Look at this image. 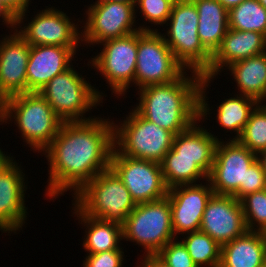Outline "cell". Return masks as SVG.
I'll list each match as a JSON object with an SVG mask.
<instances>
[{"mask_svg": "<svg viewBox=\"0 0 266 267\" xmlns=\"http://www.w3.org/2000/svg\"><path fill=\"white\" fill-rule=\"evenodd\" d=\"M237 140L256 154L266 148V103H258L252 110Z\"/></svg>", "mask_w": 266, "mask_h": 267, "instance_id": "30", "label": "cell"}, {"mask_svg": "<svg viewBox=\"0 0 266 267\" xmlns=\"http://www.w3.org/2000/svg\"><path fill=\"white\" fill-rule=\"evenodd\" d=\"M197 8L198 36L203 47L213 56L227 33L228 10L218 0H192Z\"/></svg>", "mask_w": 266, "mask_h": 267, "instance_id": "24", "label": "cell"}, {"mask_svg": "<svg viewBox=\"0 0 266 267\" xmlns=\"http://www.w3.org/2000/svg\"><path fill=\"white\" fill-rule=\"evenodd\" d=\"M266 189V174L258 160H256L246 172L245 185H240L233 196L241 200L244 196L256 191Z\"/></svg>", "mask_w": 266, "mask_h": 267, "instance_id": "34", "label": "cell"}, {"mask_svg": "<svg viewBox=\"0 0 266 267\" xmlns=\"http://www.w3.org/2000/svg\"><path fill=\"white\" fill-rule=\"evenodd\" d=\"M11 154L0 162V231L9 235L22 230L27 220L25 174ZM22 169V170H21Z\"/></svg>", "mask_w": 266, "mask_h": 267, "instance_id": "16", "label": "cell"}, {"mask_svg": "<svg viewBox=\"0 0 266 267\" xmlns=\"http://www.w3.org/2000/svg\"><path fill=\"white\" fill-rule=\"evenodd\" d=\"M265 52L266 37L263 34L228 29L219 49L212 56L209 71L204 77L216 78L230 64Z\"/></svg>", "mask_w": 266, "mask_h": 267, "instance_id": "21", "label": "cell"}, {"mask_svg": "<svg viewBox=\"0 0 266 267\" xmlns=\"http://www.w3.org/2000/svg\"><path fill=\"white\" fill-rule=\"evenodd\" d=\"M142 257V260L136 263V267H168L156 255H144Z\"/></svg>", "mask_w": 266, "mask_h": 267, "instance_id": "38", "label": "cell"}, {"mask_svg": "<svg viewBox=\"0 0 266 267\" xmlns=\"http://www.w3.org/2000/svg\"><path fill=\"white\" fill-rule=\"evenodd\" d=\"M198 21V11L192 0H175L165 23V27H169L161 35L176 61L188 73L195 72L204 76L209 71L212 55L200 41Z\"/></svg>", "mask_w": 266, "mask_h": 267, "instance_id": "3", "label": "cell"}, {"mask_svg": "<svg viewBox=\"0 0 266 267\" xmlns=\"http://www.w3.org/2000/svg\"><path fill=\"white\" fill-rule=\"evenodd\" d=\"M180 239L168 242L156 256L168 267H198Z\"/></svg>", "mask_w": 266, "mask_h": 267, "instance_id": "33", "label": "cell"}, {"mask_svg": "<svg viewBox=\"0 0 266 267\" xmlns=\"http://www.w3.org/2000/svg\"><path fill=\"white\" fill-rule=\"evenodd\" d=\"M174 1L175 0H136L135 12H138L140 9L139 13L141 16L143 15L142 17L145 19L146 24H151V27L153 25L155 27H159L158 25L164 27L163 25H165L170 17Z\"/></svg>", "mask_w": 266, "mask_h": 267, "instance_id": "32", "label": "cell"}, {"mask_svg": "<svg viewBox=\"0 0 266 267\" xmlns=\"http://www.w3.org/2000/svg\"><path fill=\"white\" fill-rule=\"evenodd\" d=\"M104 251L96 254L87 253L83 267H122L125 259L124 248ZM88 255V256H87Z\"/></svg>", "mask_w": 266, "mask_h": 267, "instance_id": "35", "label": "cell"}, {"mask_svg": "<svg viewBox=\"0 0 266 267\" xmlns=\"http://www.w3.org/2000/svg\"><path fill=\"white\" fill-rule=\"evenodd\" d=\"M86 20L82 19V44L99 46L109 39L126 36L141 31H159L149 25L136 26L135 3H119L96 0L87 6ZM84 20V21H83Z\"/></svg>", "mask_w": 266, "mask_h": 267, "instance_id": "9", "label": "cell"}, {"mask_svg": "<svg viewBox=\"0 0 266 267\" xmlns=\"http://www.w3.org/2000/svg\"><path fill=\"white\" fill-rule=\"evenodd\" d=\"M77 48L79 47L30 46L26 68L27 93L39 92L56 75L69 69L73 65L72 61L76 60Z\"/></svg>", "mask_w": 266, "mask_h": 267, "instance_id": "20", "label": "cell"}, {"mask_svg": "<svg viewBox=\"0 0 266 267\" xmlns=\"http://www.w3.org/2000/svg\"><path fill=\"white\" fill-rule=\"evenodd\" d=\"M114 148V120L95 117L87 121L63 122L58 134L42 152L47 159L49 200L70 190L76 195L97 174L110 168Z\"/></svg>", "mask_w": 266, "mask_h": 267, "instance_id": "1", "label": "cell"}, {"mask_svg": "<svg viewBox=\"0 0 266 267\" xmlns=\"http://www.w3.org/2000/svg\"><path fill=\"white\" fill-rule=\"evenodd\" d=\"M73 198L84 214L121 224L136 207L129 190L111 168L97 174Z\"/></svg>", "mask_w": 266, "mask_h": 267, "instance_id": "6", "label": "cell"}, {"mask_svg": "<svg viewBox=\"0 0 266 267\" xmlns=\"http://www.w3.org/2000/svg\"><path fill=\"white\" fill-rule=\"evenodd\" d=\"M110 168L122 180L136 204L157 201L168 194L169 189L158 162L122 155L114 147Z\"/></svg>", "mask_w": 266, "mask_h": 267, "instance_id": "13", "label": "cell"}, {"mask_svg": "<svg viewBox=\"0 0 266 267\" xmlns=\"http://www.w3.org/2000/svg\"><path fill=\"white\" fill-rule=\"evenodd\" d=\"M4 36L0 40V93L8 98L27 93L26 68L30 45L15 29Z\"/></svg>", "mask_w": 266, "mask_h": 267, "instance_id": "19", "label": "cell"}, {"mask_svg": "<svg viewBox=\"0 0 266 267\" xmlns=\"http://www.w3.org/2000/svg\"><path fill=\"white\" fill-rule=\"evenodd\" d=\"M100 45L103 46L100 48L101 52L92 56L87 65L104 77L108 88L111 87L112 95L115 94L117 98L125 97L129 92L127 90L134 85L137 32L103 41Z\"/></svg>", "mask_w": 266, "mask_h": 267, "instance_id": "12", "label": "cell"}, {"mask_svg": "<svg viewBox=\"0 0 266 267\" xmlns=\"http://www.w3.org/2000/svg\"><path fill=\"white\" fill-rule=\"evenodd\" d=\"M192 75V76H191ZM202 75L185 71L168 84L148 85L137 92L132 106L143 118L175 136L199 119V87Z\"/></svg>", "mask_w": 266, "mask_h": 267, "instance_id": "2", "label": "cell"}, {"mask_svg": "<svg viewBox=\"0 0 266 267\" xmlns=\"http://www.w3.org/2000/svg\"><path fill=\"white\" fill-rule=\"evenodd\" d=\"M227 69L238 87L237 93L258 103L266 102V52L230 64Z\"/></svg>", "mask_w": 266, "mask_h": 267, "instance_id": "25", "label": "cell"}, {"mask_svg": "<svg viewBox=\"0 0 266 267\" xmlns=\"http://www.w3.org/2000/svg\"><path fill=\"white\" fill-rule=\"evenodd\" d=\"M7 154L8 153H4L3 151H2V149L0 148V161H2L6 156H7Z\"/></svg>", "mask_w": 266, "mask_h": 267, "instance_id": "43", "label": "cell"}, {"mask_svg": "<svg viewBox=\"0 0 266 267\" xmlns=\"http://www.w3.org/2000/svg\"><path fill=\"white\" fill-rule=\"evenodd\" d=\"M229 29L254 31L266 37V9L257 0H245L228 10Z\"/></svg>", "mask_w": 266, "mask_h": 267, "instance_id": "28", "label": "cell"}, {"mask_svg": "<svg viewBox=\"0 0 266 267\" xmlns=\"http://www.w3.org/2000/svg\"><path fill=\"white\" fill-rule=\"evenodd\" d=\"M47 7L37 12L33 18L31 17V21H28V24L24 23V21L26 22L28 20L27 16L29 15L27 13H30V11L27 9L25 12L19 14L14 28L15 31L30 46H82V42H80L82 41V30H80L82 27H79L82 25L78 24V22L80 24L82 23L81 20L78 18L77 23H74L68 14L58 10L57 7Z\"/></svg>", "mask_w": 266, "mask_h": 267, "instance_id": "11", "label": "cell"}, {"mask_svg": "<svg viewBox=\"0 0 266 267\" xmlns=\"http://www.w3.org/2000/svg\"><path fill=\"white\" fill-rule=\"evenodd\" d=\"M258 102L248 96H243L234 93L230 98H225L216 107V122L221 126L224 131H230L234 133L235 136L231 137V140H237L247 124L250 113L256 107Z\"/></svg>", "mask_w": 266, "mask_h": 267, "instance_id": "26", "label": "cell"}, {"mask_svg": "<svg viewBox=\"0 0 266 267\" xmlns=\"http://www.w3.org/2000/svg\"><path fill=\"white\" fill-rule=\"evenodd\" d=\"M186 70L176 61L173 52L159 31H137V59L134 87L168 84Z\"/></svg>", "mask_w": 266, "mask_h": 267, "instance_id": "10", "label": "cell"}, {"mask_svg": "<svg viewBox=\"0 0 266 267\" xmlns=\"http://www.w3.org/2000/svg\"><path fill=\"white\" fill-rule=\"evenodd\" d=\"M227 10L232 7L238 6L245 0H218Z\"/></svg>", "mask_w": 266, "mask_h": 267, "instance_id": "40", "label": "cell"}, {"mask_svg": "<svg viewBox=\"0 0 266 267\" xmlns=\"http://www.w3.org/2000/svg\"><path fill=\"white\" fill-rule=\"evenodd\" d=\"M123 118L119 124L114 122V147L122 155L161 163L175 135L143 118L134 108Z\"/></svg>", "mask_w": 266, "mask_h": 267, "instance_id": "7", "label": "cell"}, {"mask_svg": "<svg viewBox=\"0 0 266 267\" xmlns=\"http://www.w3.org/2000/svg\"><path fill=\"white\" fill-rule=\"evenodd\" d=\"M0 20L2 19V25H6L9 30H14L17 16L0 0ZM11 28V29H10Z\"/></svg>", "mask_w": 266, "mask_h": 267, "instance_id": "36", "label": "cell"}, {"mask_svg": "<svg viewBox=\"0 0 266 267\" xmlns=\"http://www.w3.org/2000/svg\"><path fill=\"white\" fill-rule=\"evenodd\" d=\"M82 75L72 65L39 91L63 122L91 120L95 115L85 117V114L99 105L102 106L100 103H103L104 93Z\"/></svg>", "mask_w": 266, "mask_h": 267, "instance_id": "5", "label": "cell"}, {"mask_svg": "<svg viewBox=\"0 0 266 267\" xmlns=\"http://www.w3.org/2000/svg\"><path fill=\"white\" fill-rule=\"evenodd\" d=\"M163 178L168 189L180 185L197 184L200 180H208V175L197 165L195 160L175 158V151L171 148L160 163ZM197 181V182H196Z\"/></svg>", "mask_w": 266, "mask_h": 267, "instance_id": "27", "label": "cell"}, {"mask_svg": "<svg viewBox=\"0 0 266 267\" xmlns=\"http://www.w3.org/2000/svg\"><path fill=\"white\" fill-rule=\"evenodd\" d=\"M257 160L260 162L263 171L266 174V148H264L257 154Z\"/></svg>", "mask_w": 266, "mask_h": 267, "instance_id": "41", "label": "cell"}, {"mask_svg": "<svg viewBox=\"0 0 266 267\" xmlns=\"http://www.w3.org/2000/svg\"><path fill=\"white\" fill-rule=\"evenodd\" d=\"M203 183L180 185L168 190L175 238L200 230L204 210L214 194L210 182Z\"/></svg>", "mask_w": 266, "mask_h": 267, "instance_id": "17", "label": "cell"}, {"mask_svg": "<svg viewBox=\"0 0 266 267\" xmlns=\"http://www.w3.org/2000/svg\"><path fill=\"white\" fill-rule=\"evenodd\" d=\"M123 240L143 246L144 255H156L176 239L172 228L169 198L136 204L122 223Z\"/></svg>", "mask_w": 266, "mask_h": 267, "instance_id": "8", "label": "cell"}, {"mask_svg": "<svg viewBox=\"0 0 266 267\" xmlns=\"http://www.w3.org/2000/svg\"><path fill=\"white\" fill-rule=\"evenodd\" d=\"M248 231L266 232V189L247 194L241 200Z\"/></svg>", "mask_w": 266, "mask_h": 267, "instance_id": "31", "label": "cell"}, {"mask_svg": "<svg viewBox=\"0 0 266 267\" xmlns=\"http://www.w3.org/2000/svg\"><path fill=\"white\" fill-rule=\"evenodd\" d=\"M109 2H119V3H135L136 0H104Z\"/></svg>", "mask_w": 266, "mask_h": 267, "instance_id": "42", "label": "cell"}, {"mask_svg": "<svg viewBox=\"0 0 266 267\" xmlns=\"http://www.w3.org/2000/svg\"><path fill=\"white\" fill-rule=\"evenodd\" d=\"M73 215L83 225L85 235L82 247L86 253L96 254L104 251L120 249L123 241L122 224L114 221L96 219L84 214L72 203ZM120 243V244H119Z\"/></svg>", "mask_w": 266, "mask_h": 267, "instance_id": "23", "label": "cell"}, {"mask_svg": "<svg viewBox=\"0 0 266 267\" xmlns=\"http://www.w3.org/2000/svg\"><path fill=\"white\" fill-rule=\"evenodd\" d=\"M213 80L214 78L202 77L199 87V119L189 128L174 136L172 145V149L175 151V158L195 160L207 175L212 170L215 147L220 139L210 131L208 132L207 128L199 123L210 120L209 117L212 112L210 113L209 111L214 110L208 104L209 101L207 100L209 98L207 97L208 92H206L207 87H211L209 83H212Z\"/></svg>", "mask_w": 266, "mask_h": 267, "instance_id": "14", "label": "cell"}, {"mask_svg": "<svg viewBox=\"0 0 266 267\" xmlns=\"http://www.w3.org/2000/svg\"><path fill=\"white\" fill-rule=\"evenodd\" d=\"M200 231L221 246L245 234L248 230L241 201L233 195L213 194L204 210Z\"/></svg>", "mask_w": 266, "mask_h": 267, "instance_id": "18", "label": "cell"}, {"mask_svg": "<svg viewBox=\"0 0 266 267\" xmlns=\"http://www.w3.org/2000/svg\"><path fill=\"white\" fill-rule=\"evenodd\" d=\"M257 160V154L238 140L220 138L215 147L214 161L208 181L214 194L233 195L245 185L247 169Z\"/></svg>", "mask_w": 266, "mask_h": 267, "instance_id": "15", "label": "cell"}, {"mask_svg": "<svg viewBox=\"0 0 266 267\" xmlns=\"http://www.w3.org/2000/svg\"><path fill=\"white\" fill-rule=\"evenodd\" d=\"M13 121L23 142L35 153H42L50 145L63 123L39 92L21 93L7 98L6 124Z\"/></svg>", "mask_w": 266, "mask_h": 267, "instance_id": "4", "label": "cell"}, {"mask_svg": "<svg viewBox=\"0 0 266 267\" xmlns=\"http://www.w3.org/2000/svg\"><path fill=\"white\" fill-rule=\"evenodd\" d=\"M266 9V0H257Z\"/></svg>", "mask_w": 266, "mask_h": 267, "instance_id": "44", "label": "cell"}, {"mask_svg": "<svg viewBox=\"0 0 266 267\" xmlns=\"http://www.w3.org/2000/svg\"><path fill=\"white\" fill-rule=\"evenodd\" d=\"M266 236L263 232L247 231L221 246L219 267H265Z\"/></svg>", "mask_w": 266, "mask_h": 267, "instance_id": "22", "label": "cell"}, {"mask_svg": "<svg viewBox=\"0 0 266 267\" xmlns=\"http://www.w3.org/2000/svg\"><path fill=\"white\" fill-rule=\"evenodd\" d=\"M2 2L16 15L25 12L29 5L31 4V0H2Z\"/></svg>", "mask_w": 266, "mask_h": 267, "instance_id": "37", "label": "cell"}, {"mask_svg": "<svg viewBox=\"0 0 266 267\" xmlns=\"http://www.w3.org/2000/svg\"><path fill=\"white\" fill-rule=\"evenodd\" d=\"M180 241L198 267H219L221 245L202 231L182 235ZM204 265V266H203Z\"/></svg>", "mask_w": 266, "mask_h": 267, "instance_id": "29", "label": "cell"}, {"mask_svg": "<svg viewBox=\"0 0 266 267\" xmlns=\"http://www.w3.org/2000/svg\"><path fill=\"white\" fill-rule=\"evenodd\" d=\"M6 100L7 98L0 93V125L6 124Z\"/></svg>", "mask_w": 266, "mask_h": 267, "instance_id": "39", "label": "cell"}]
</instances>
